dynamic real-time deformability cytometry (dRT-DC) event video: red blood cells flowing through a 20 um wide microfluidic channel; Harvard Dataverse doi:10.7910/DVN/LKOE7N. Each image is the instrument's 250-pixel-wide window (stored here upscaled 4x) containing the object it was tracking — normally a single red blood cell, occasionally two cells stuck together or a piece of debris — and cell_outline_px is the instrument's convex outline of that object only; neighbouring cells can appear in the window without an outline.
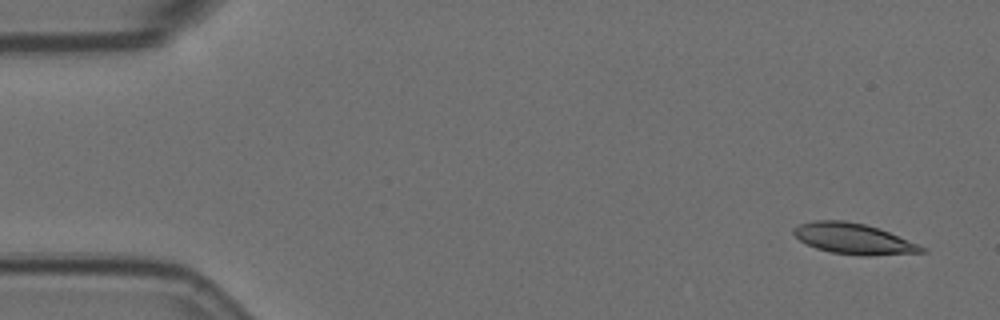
{"species": "Egyptian fruit bat (a non-hibernating species)", "species_latin": "Rousettus aegyptiacus", "temperature_condition": "room temperature", "stored_images_in_passage": 4, "camera_frame_rate_fps": 3000, "um_per_image_px": 0.085, "animal": {"sex": "female"}, "frame": {"image": 1, "passage_image": 1, "time_ms": 0.0, "image_size_px": [1000, 320], "cell_outline_px": [[928, 252], [864, 256], [832, 252], [816, 248], [800, 240], [792, 232], [792, 228], [800, 224], [812, 220], [844, 220], [864, 224], [888, 232], [928, 248]], "centroid_in_image_um": [72.55, 20.29], "position_along_channel_um": 12.4, "area_um2": 22.77}}
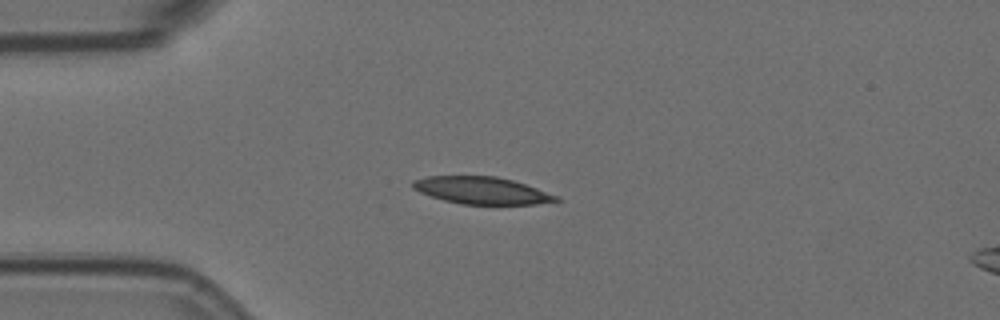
{"frame": {"image": 2, "passage_image": 4, "time_ms": 1.0, "image_size_px": [1000, 320], "cell_outline_px": [[564, 200], [536, 204], [460, 204], [444, 200], [420, 192], [412, 188], [412, 180], [428, 176], [496, 176], [512, 180], [560, 196]], "centroid_in_image_um": [40.97, 16.19], "position_along_channel_um": 44.0, "area_um2": 22.66}}